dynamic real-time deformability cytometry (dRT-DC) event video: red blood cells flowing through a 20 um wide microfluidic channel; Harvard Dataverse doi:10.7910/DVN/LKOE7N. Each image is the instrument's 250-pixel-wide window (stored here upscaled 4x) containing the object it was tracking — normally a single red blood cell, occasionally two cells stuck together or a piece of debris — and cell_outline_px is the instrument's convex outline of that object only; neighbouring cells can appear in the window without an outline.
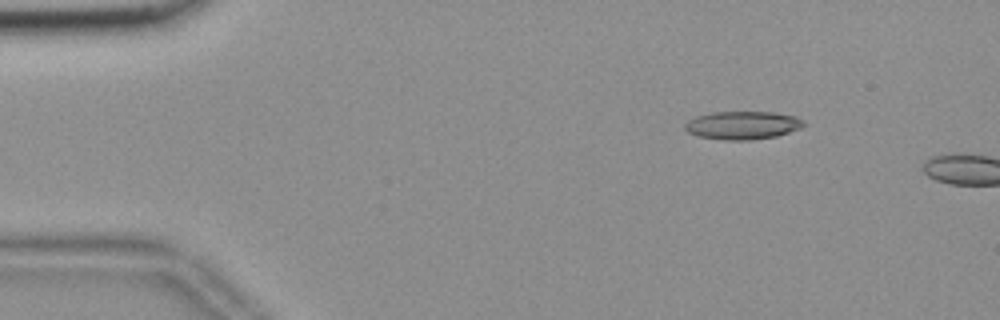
{"species": "common noctule bat (a hibernating species)", "species_latin": "Nyctalus noctula", "temperature_condition": "room temperature", "stored_images_in_passage": 11, "camera_frame_rate_fps": 3000, "um_per_image_px": 0.085, "animal": {"sex": "female", "body_mass_g": 18.4}, "frame": {"image": 1, "passage_image": 8, "time_ms": 2.333, "image_size_px": [1000, 320], "cell_outline_px": [[808, 124], [800, 128], [776, 136], [752, 140], [724, 140], [696, 136], [688, 132], [684, 128], [684, 124], [688, 120], [696, 116], [712, 112], [772, 112], [796, 116], [804, 120]], "centroid_in_image_um": [63.12, 10.65], "position_along_channel_um": 21.9, "area_um2": 19.65}}